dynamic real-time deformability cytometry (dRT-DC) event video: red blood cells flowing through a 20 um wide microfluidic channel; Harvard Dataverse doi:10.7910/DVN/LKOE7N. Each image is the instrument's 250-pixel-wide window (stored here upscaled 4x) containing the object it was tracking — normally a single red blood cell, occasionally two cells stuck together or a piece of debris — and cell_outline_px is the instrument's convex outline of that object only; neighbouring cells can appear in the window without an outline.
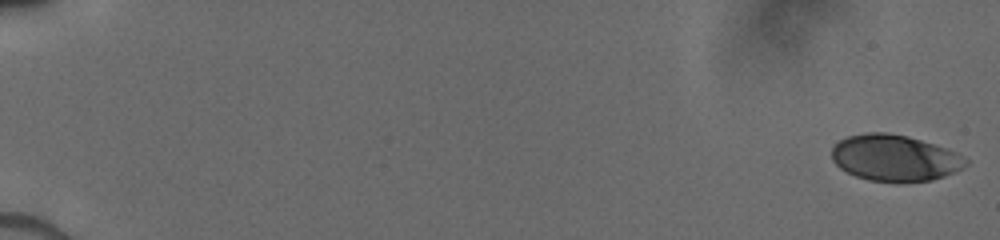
{"species": "human", "species_latin": "Homo sapiens", "temperature_condition": "cold", "stored_images_in_passage": 17, "camera_frame_rate_fps": 3000, "um_per_image_px": 0.085, "donor": {"sex": "male"}, "frame": {"image": 1, "passage_image": 1, "time_ms": 0.0, "image_size_px": [1000, 240], "cell_outline_px": [[968, 164], [956, 172], [932, 180], [868, 180], [856, 176], [840, 168], [832, 160], [832, 148], [840, 140], [848, 136], [868, 132], [888, 132], [908, 136], [956, 152], [968, 160]], "centroid_in_image_um": [76.04, 13.4], "position_along_channel_um": 9.0, "area_um2": 35.55}}
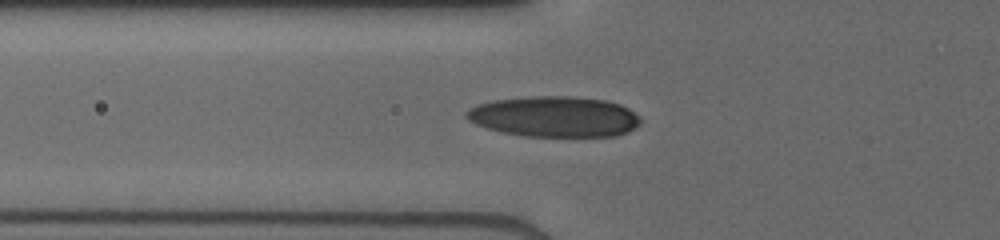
{"frame": {"image": 2, "passage_image": 15, "time_ms": 6.667, "image_size_px": [1000, 240], "cell_outline_px": [[640, 124], [628, 132], [616, 136], [524, 136], [504, 132], [488, 128], [476, 124], [468, 120], [464, 116], [464, 112], [476, 104], [496, 100], [528, 96], [572, 96], [604, 100], [620, 104], [628, 108], [640, 120]], "centroid_in_image_um": [47.1, 9.91], "position_along_channel_um": 78.7, "area_um2": 41.15}}
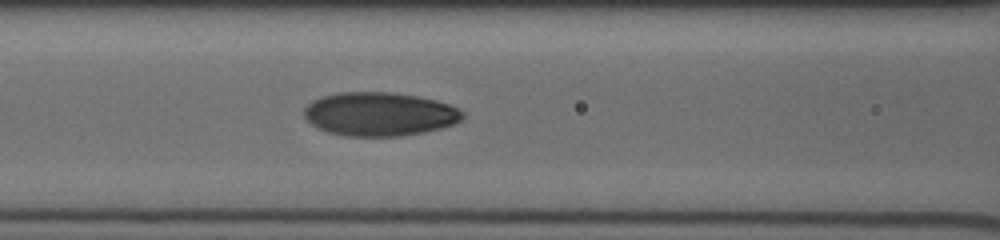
{"frame": {"image": 3, "passage_image": 17, "time_ms": 8.0, "image_size_px": [1000, 240], "cell_outline_px": [[464, 116], [456, 124], [424, 132], [400, 136], [344, 136], [328, 132], [316, 128], [304, 116], [304, 108], [312, 100], [324, 96], [340, 92], [392, 92], [416, 96], [436, 100], [448, 104], [464, 112]], "centroid_in_image_um": [32.25, 9.7], "position_along_channel_um": 134.4, "area_um2": 40.4}}